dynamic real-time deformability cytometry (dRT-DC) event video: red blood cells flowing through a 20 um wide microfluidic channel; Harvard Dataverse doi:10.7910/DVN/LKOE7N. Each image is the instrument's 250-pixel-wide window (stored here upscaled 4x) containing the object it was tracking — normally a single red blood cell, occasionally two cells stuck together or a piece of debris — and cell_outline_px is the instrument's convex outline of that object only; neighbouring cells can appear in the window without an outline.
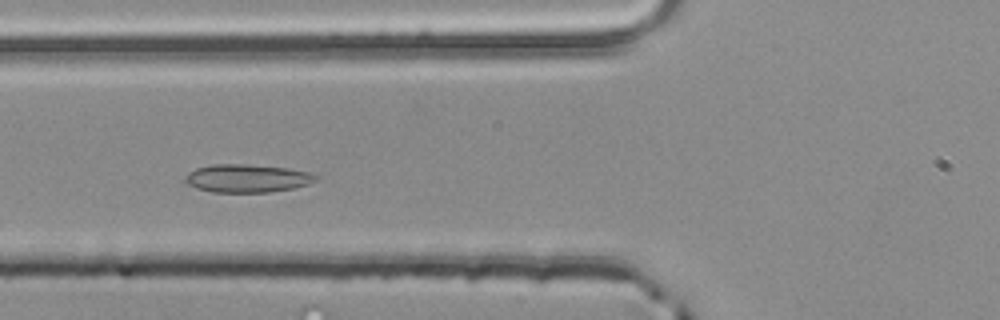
{"species": "common noctule bat (a hibernating species)", "species_latin": "Nyctalus noctula", "temperature_condition": "room temperature", "stored_images_in_passage": 49, "camera_frame_rate_fps": 3000, "um_per_image_px": 0.085, "animal": {"sex": "male", "body_mass_g": 20.4}, "frame": {"image": 1, "passage_image": 16, "time_ms": 5.0, "image_size_px": [1000, 320], "cell_outline_px": [[320, 176], [316, 180], [308, 184], [292, 188], [268, 192], [212, 192], [196, 188], [188, 184], [184, 180], [184, 176], [188, 172], [196, 168], [212, 164], [248, 164], [288, 168], [308, 172]], "centroid_in_image_um": [20.98, 15.15], "position_along_channel_um": 104.8, "area_um2": 21.44}}
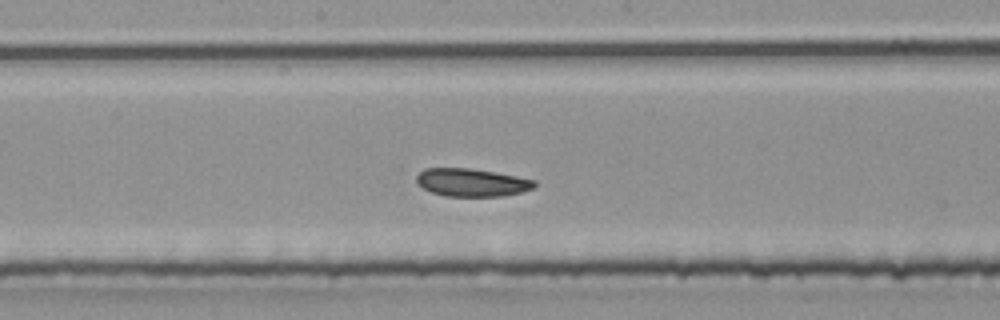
{"frame": {"image": 2, "passage_image": 24, "time_ms": 7.667, "image_size_px": [1000, 320], "cell_outline_px": [[536, 184], [532, 188], [520, 192], [500, 196], [444, 196], [432, 192], [416, 184], [416, 176], [424, 168], [468, 168], [496, 172], [536, 180]], "centroid_in_image_um": [40.06, 15.5], "position_along_channel_um": 208.1, "area_um2": 19.13}}
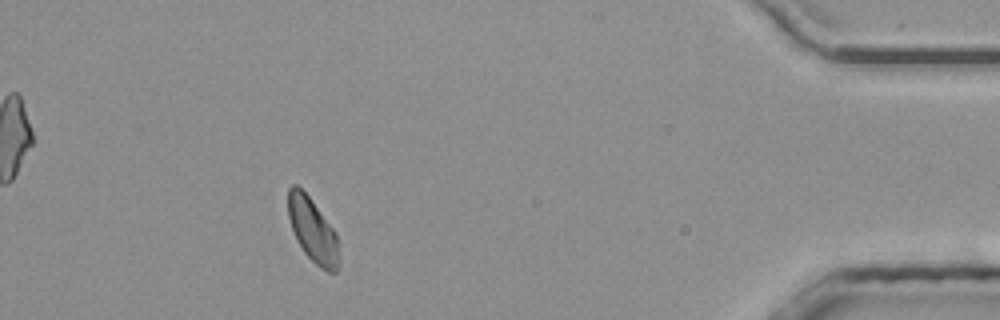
{"frame": {"image": 3, "passage_image": 44, "time_ms": 14.333, "image_size_px": [1000, 320], "cell_outline_px": [[340, 260], [336, 272], [328, 272], [320, 268], [304, 252], [296, 240], [288, 216], [288, 188], [292, 184], [296, 184], [308, 196], [336, 232], [340, 244]], "centroid_in_image_um": [26.61, 19.6], "position_along_channel_um": 408.6, "area_um2": 19.13}, "authors_computed_cell_mechanics": {"area_um2": 19.652, "velocity_mm_per_s": 3.8639, "shape_relaxation_time_tau1_ms": null, "shape_relaxation_time_tau2_ms": 9.9199, "deformation_change_tau1": null, "deformation_change_tau2": 0.1439}}